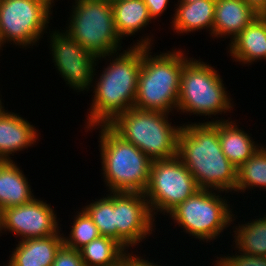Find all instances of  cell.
<instances>
[{
  "mask_svg": "<svg viewBox=\"0 0 266 266\" xmlns=\"http://www.w3.org/2000/svg\"><path fill=\"white\" fill-rule=\"evenodd\" d=\"M145 37H141L133 46L131 44L128 50L99 57V60H106L109 56L112 60L109 59V65L103 68L99 78H96L95 84L91 86L94 89V97L84 129L95 125H108L119 114L134 108L142 64V46L152 47L154 44L152 36Z\"/></svg>",
  "mask_w": 266,
  "mask_h": 266,
  "instance_id": "1",
  "label": "cell"
},
{
  "mask_svg": "<svg viewBox=\"0 0 266 266\" xmlns=\"http://www.w3.org/2000/svg\"><path fill=\"white\" fill-rule=\"evenodd\" d=\"M178 136V157L194 177L199 189L235 193L237 167L224 155L218 121L188 122Z\"/></svg>",
  "mask_w": 266,
  "mask_h": 266,
  "instance_id": "2",
  "label": "cell"
},
{
  "mask_svg": "<svg viewBox=\"0 0 266 266\" xmlns=\"http://www.w3.org/2000/svg\"><path fill=\"white\" fill-rule=\"evenodd\" d=\"M152 47L142 46V64L138 76L134 108L169 113L177 110L183 65L190 59L182 49L159 55ZM175 108V109H174Z\"/></svg>",
  "mask_w": 266,
  "mask_h": 266,
  "instance_id": "3",
  "label": "cell"
},
{
  "mask_svg": "<svg viewBox=\"0 0 266 266\" xmlns=\"http://www.w3.org/2000/svg\"><path fill=\"white\" fill-rule=\"evenodd\" d=\"M97 127V128H96ZM100 128L99 147L104 184L108 192L144 193L150 178L152 160L134 144L123 140L108 125Z\"/></svg>",
  "mask_w": 266,
  "mask_h": 266,
  "instance_id": "4",
  "label": "cell"
},
{
  "mask_svg": "<svg viewBox=\"0 0 266 266\" xmlns=\"http://www.w3.org/2000/svg\"><path fill=\"white\" fill-rule=\"evenodd\" d=\"M168 116L166 112L130 108L108 126L152 161L167 160L178 155V136L182 128L169 123Z\"/></svg>",
  "mask_w": 266,
  "mask_h": 266,
  "instance_id": "5",
  "label": "cell"
},
{
  "mask_svg": "<svg viewBox=\"0 0 266 266\" xmlns=\"http://www.w3.org/2000/svg\"><path fill=\"white\" fill-rule=\"evenodd\" d=\"M213 67L194 58L183 65L177 112L208 118L218 113H231L234 102Z\"/></svg>",
  "mask_w": 266,
  "mask_h": 266,
  "instance_id": "6",
  "label": "cell"
},
{
  "mask_svg": "<svg viewBox=\"0 0 266 266\" xmlns=\"http://www.w3.org/2000/svg\"><path fill=\"white\" fill-rule=\"evenodd\" d=\"M74 3L66 32L99 57L120 51L122 39L116 31L112 3L108 0H75Z\"/></svg>",
  "mask_w": 266,
  "mask_h": 266,
  "instance_id": "7",
  "label": "cell"
},
{
  "mask_svg": "<svg viewBox=\"0 0 266 266\" xmlns=\"http://www.w3.org/2000/svg\"><path fill=\"white\" fill-rule=\"evenodd\" d=\"M220 194L221 191L199 189L173 208L168 213L169 218L184 228L183 232L199 241L207 243L216 240L236 218L232 205L227 204L228 199L222 198Z\"/></svg>",
  "mask_w": 266,
  "mask_h": 266,
  "instance_id": "8",
  "label": "cell"
},
{
  "mask_svg": "<svg viewBox=\"0 0 266 266\" xmlns=\"http://www.w3.org/2000/svg\"><path fill=\"white\" fill-rule=\"evenodd\" d=\"M52 4L50 0H0V50L8 42L25 49L37 46L52 19Z\"/></svg>",
  "mask_w": 266,
  "mask_h": 266,
  "instance_id": "9",
  "label": "cell"
},
{
  "mask_svg": "<svg viewBox=\"0 0 266 266\" xmlns=\"http://www.w3.org/2000/svg\"><path fill=\"white\" fill-rule=\"evenodd\" d=\"M198 190L194 177L178 156L152 161L144 195L154 218L158 212L168 214Z\"/></svg>",
  "mask_w": 266,
  "mask_h": 266,
  "instance_id": "10",
  "label": "cell"
},
{
  "mask_svg": "<svg viewBox=\"0 0 266 266\" xmlns=\"http://www.w3.org/2000/svg\"><path fill=\"white\" fill-rule=\"evenodd\" d=\"M50 32V54L59 75L76 92L89 91L94 83V76L97 75L95 68L99 63V56L84 49L65 30Z\"/></svg>",
  "mask_w": 266,
  "mask_h": 266,
  "instance_id": "11",
  "label": "cell"
},
{
  "mask_svg": "<svg viewBox=\"0 0 266 266\" xmlns=\"http://www.w3.org/2000/svg\"><path fill=\"white\" fill-rule=\"evenodd\" d=\"M51 204L39 199L1 211L0 234L13 232L21 240L50 237L61 228ZM2 230L4 232H2Z\"/></svg>",
  "mask_w": 266,
  "mask_h": 266,
  "instance_id": "12",
  "label": "cell"
},
{
  "mask_svg": "<svg viewBox=\"0 0 266 266\" xmlns=\"http://www.w3.org/2000/svg\"><path fill=\"white\" fill-rule=\"evenodd\" d=\"M154 222L144 193L115 192L117 242L127 251L153 234Z\"/></svg>",
  "mask_w": 266,
  "mask_h": 266,
  "instance_id": "13",
  "label": "cell"
},
{
  "mask_svg": "<svg viewBox=\"0 0 266 266\" xmlns=\"http://www.w3.org/2000/svg\"><path fill=\"white\" fill-rule=\"evenodd\" d=\"M21 115L0 109V161L13 160L10 155L32 147L39 140L38 130ZM33 144V145H32Z\"/></svg>",
  "mask_w": 266,
  "mask_h": 266,
  "instance_id": "14",
  "label": "cell"
},
{
  "mask_svg": "<svg viewBox=\"0 0 266 266\" xmlns=\"http://www.w3.org/2000/svg\"><path fill=\"white\" fill-rule=\"evenodd\" d=\"M259 13L243 0H216L213 38H228L230 42L252 23Z\"/></svg>",
  "mask_w": 266,
  "mask_h": 266,
  "instance_id": "15",
  "label": "cell"
},
{
  "mask_svg": "<svg viewBox=\"0 0 266 266\" xmlns=\"http://www.w3.org/2000/svg\"><path fill=\"white\" fill-rule=\"evenodd\" d=\"M61 231L50 237L18 241L10 260L3 266H52L56 252L64 244Z\"/></svg>",
  "mask_w": 266,
  "mask_h": 266,
  "instance_id": "16",
  "label": "cell"
},
{
  "mask_svg": "<svg viewBox=\"0 0 266 266\" xmlns=\"http://www.w3.org/2000/svg\"><path fill=\"white\" fill-rule=\"evenodd\" d=\"M228 53L236 62L251 65L266 59V20L258 16L234 38L228 46Z\"/></svg>",
  "mask_w": 266,
  "mask_h": 266,
  "instance_id": "17",
  "label": "cell"
},
{
  "mask_svg": "<svg viewBox=\"0 0 266 266\" xmlns=\"http://www.w3.org/2000/svg\"><path fill=\"white\" fill-rule=\"evenodd\" d=\"M216 0H196L191 3L178 2L171 29L178 34L193 33L198 30H208L213 38V23L215 18ZM175 30V31H174Z\"/></svg>",
  "mask_w": 266,
  "mask_h": 266,
  "instance_id": "18",
  "label": "cell"
},
{
  "mask_svg": "<svg viewBox=\"0 0 266 266\" xmlns=\"http://www.w3.org/2000/svg\"><path fill=\"white\" fill-rule=\"evenodd\" d=\"M230 118L220 120L206 121L212 123L218 121L219 140L222 151L228 160L235 166L239 167L245 163L262 144L255 143L251 137L235 121H229ZM260 145V146H259Z\"/></svg>",
  "mask_w": 266,
  "mask_h": 266,
  "instance_id": "19",
  "label": "cell"
},
{
  "mask_svg": "<svg viewBox=\"0 0 266 266\" xmlns=\"http://www.w3.org/2000/svg\"><path fill=\"white\" fill-rule=\"evenodd\" d=\"M28 178L13 160L0 161V211L35 199Z\"/></svg>",
  "mask_w": 266,
  "mask_h": 266,
  "instance_id": "20",
  "label": "cell"
},
{
  "mask_svg": "<svg viewBox=\"0 0 266 266\" xmlns=\"http://www.w3.org/2000/svg\"><path fill=\"white\" fill-rule=\"evenodd\" d=\"M112 11L116 31L121 39L135 35L152 21L144 0L114 1L112 2Z\"/></svg>",
  "mask_w": 266,
  "mask_h": 266,
  "instance_id": "21",
  "label": "cell"
},
{
  "mask_svg": "<svg viewBox=\"0 0 266 266\" xmlns=\"http://www.w3.org/2000/svg\"><path fill=\"white\" fill-rule=\"evenodd\" d=\"M79 252L85 266H122L127 250L115 239L100 236Z\"/></svg>",
  "mask_w": 266,
  "mask_h": 266,
  "instance_id": "22",
  "label": "cell"
},
{
  "mask_svg": "<svg viewBox=\"0 0 266 266\" xmlns=\"http://www.w3.org/2000/svg\"><path fill=\"white\" fill-rule=\"evenodd\" d=\"M233 232L237 252L266 256V215L255 220L238 224Z\"/></svg>",
  "mask_w": 266,
  "mask_h": 266,
  "instance_id": "23",
  "label": "cell"
},
{
  "mask_svg": "<svg viewBox=\"0 0 266 266\" xmlns=\"http://www.w3.org/2000/svg\"><path fill=\"white\" fill-rule=\"evenodd\" d=\"M257 187L266 189V146L262 145L237 168L235 192L245 193L246 189L254 190Z\"/></svg>",
  "mask_w": 266,
  "mask_h": 266,
  "instance_id": "24",
  "label": "cell"
},
{
  "mask_svg": "<svg viewBox=\"0 0 266 266\" xmlns=\"http://www.w3.org/2000/svg\"><path fill=\"white\" fill-rule=\"evenodd\" d=\"M92 200L93 202L82 209L89 215L101 236H107L117 241L115 225V192H109L106 197Z\"/></svg>",
  "mask_w": 266,
  "mask_h": 266,
  "instance_id": "25",
  "label": "cell"
},
{
  "mask_svg": "<svg viewBox=\"0 0 266 266\" xmlns=\"http://www.w3.org/2000/svg\"><path fill=\"white\" fill-rule=\"evenodd\" d=\"M73 220L69 236L63 235V243L66 247L79 250L101 236L98 227L83 209L75 215Z\"/></svg>",
  "mask_w": 266,
  "mask_h": 266,
  "instance_id": "26",
  "label": "cell"
},
{
  "mask_svg": "<svg viewBox=\"0 0 266 266\" xmlns=\"http://www.w3.org/2000/svg\"><path fill=\"white\" fill-rule=\"evenodd\" d=\"M232 256H217L214 266H266V256L249 255L243 252Z\"/></svg>",
  "mask_w": 266,
  "mask_h": 266,
  "instance_id": "27",
  "label": "cell"
},
{
  "mask_svg": "<svg viewBox=\"0 0 266 266\" xmlns=\"http://www.w3.org/2000/svg\"><path fill=\"white\" fill-rule=\"evenodd\" d=\"M52 266H85L79 250L66 247L64 244L56 252Z\"/></svg>",
  "mask_w": 266,
  "mask_h": 266,
  "instance_id": "28",
  "label": "cell"
},
{
  "mask_svg": "<svg viewBox=\"0 0 266 266\" xmlns=\"http://www.w3.org/2000/svg\"><path fill=\"white\" fill-rule=\"evenodd\" d=\"M144 3L148 8L149 16L155 20L167 10V4L170 2L169 0H144Z\"/></svg>",
  "mask_w": 266,
  "mask_h": 266,
  "instance_id": "29",
  "label": "cell"
},
{
  "mask_svg": "<svg viewBox=\"0 0 266 266\" xmlns=\"http://www.w3.org/2000/svg\"><path fill=\"white\" fill-rule=\"evenodd\" d=\"M131 254L129 253V251L125 253L122 261V266H160L156 263L154 264V262L148 261V259L146 260V258L143 259L137 254L133 255L132 251Z\"/></svg>",
  "mask_w": 266,
  "mask_h": 266,
  "instance_id": "30",
  "label": "cell"
},
{
  "mask_svg": "<svg viewBox=\"0 0 266 266\" xmlns=\"http://www.w3.org/2000/svg\"><path fill=\"white\" fill-rule=\"evenodd\" d=\"M249 6L253 7L258 13H260L266 5V0H243Z\"/></svg>",
  "mask_w": 266,
  "mask_h": 266,
  "instance_id": "31",
  "label": "cell"
},
{
  "mask_svg": "<svg viewBox=\"0 0 266 266\" xmlns=\"http://www.w3.org/2000/svg\"><path fill=\"white\" fill-rule=\"evenodd\" d=\"M259 16H261L262 18L266 20V5L263 8V10L259 13Z\"/></svg>",
  "mask_w": 266,
  "mask_h": 266,
  "instance_id": "32",
  "label": "cell"
},
{
  "mask_svg": "<svg viewBox=\"0 0 266 266\" xmlns=\"http://www.w3.org/2000/svg\"><path fill=\"white\" fill-rule=\"evenodd\" d=\"M196 0H178V2H182V3H191V2H195Z\"/></svg>",
  "mask_w": 266,
  "mask_h": 266,
  "instance_id": "33",
  "label": "cell"
},
{
  "mask_svg": "<svg viewBox=\"0 0 266 266\" xmlns=\"http://www.w3.org/2000/svg\"><path fill=\"white\" fill-rule=\"evenodd\" d=\"M0 98H1V97H0ZM1 100H2V99H0V109L3 107V106H2L3 103H2Z\"/></svg>",
  "mask_w": 266,
  "mask_h": 266,
  "instance_id": "34",
  "label": "cell"
},
{
  "mask_svg": "<svg viewBox=\"0 0 266 266\" xmlns=\"http://www.w3.org/2000/svg\"><path fill=\"white\" fill-rule=\"evenodd\" d=\"M108 1L112 3V2H114V1H118V0H108Z\"/></svg>",
  "mask_w": 266,
  "mask_h": 266,
  "instance_id": "35",
  "label": "cell"
}]
</instances>
